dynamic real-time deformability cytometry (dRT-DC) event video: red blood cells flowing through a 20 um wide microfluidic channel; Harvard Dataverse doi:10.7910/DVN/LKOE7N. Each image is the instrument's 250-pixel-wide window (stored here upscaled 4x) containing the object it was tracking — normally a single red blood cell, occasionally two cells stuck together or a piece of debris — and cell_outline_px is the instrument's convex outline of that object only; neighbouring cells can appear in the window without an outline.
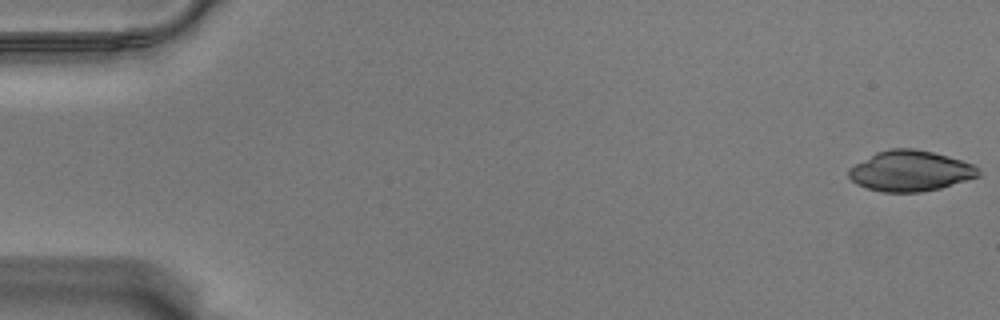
{"species": "Egyptian fruit bat (a non-hibernating species)", "species_latin": "Rousettus aegyptiacus", "temperature_condition": "warm", "stored_images_in_passage": 57, "camera_frame_rate_fps": 3000, "um_per_image_px": 0.085, "animal": {"sex": "male"}, "frame": {"image": 1, "passage_image": 1, "time_ms": 0.0, "image_size_px": [1000, 320], "cell_outline_px": [[980, 176], [940, 188], [920, 192], [880, 192], [856, 184], [848, 176], [848, 168], [876, 152], [892, 148], [912, 148], [932, 152], [948, 156], [972, 164], [980, 168]], "centroid_in_image_um": [77.37, 14.53], "position_along_channel_um": 7.6, "area_um2": 30.63}}
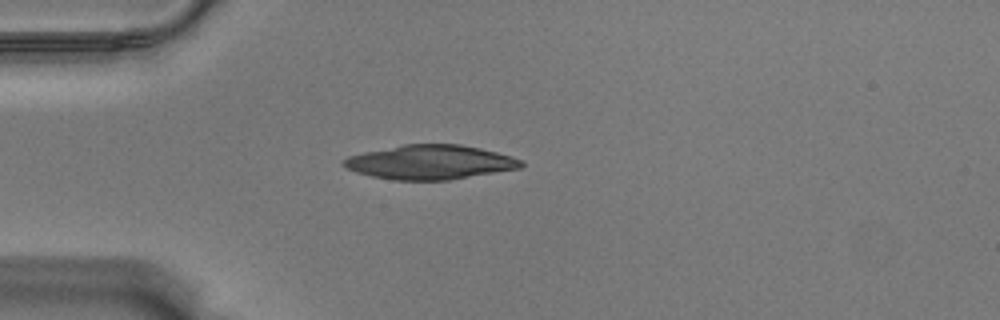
{"frame": {"image": 2, "passage_image": 16, "time_ms": 5.0, "image_size_px": [1000, 320], "cell_outline_px": [[524, 164], [520, 168], [448, 180], [396, 180], [372, 176], [356, 172], [344, 168], [340, 164], [340, 160], [348, 156], [364, 152], [404, 144], [460, 144], [480, 148], [512, 156], [524, 160]], "centroid_in_image_um": [36.53, 13.78], "position_along_channel_um": 48.5, "area_um2": 35.55}}
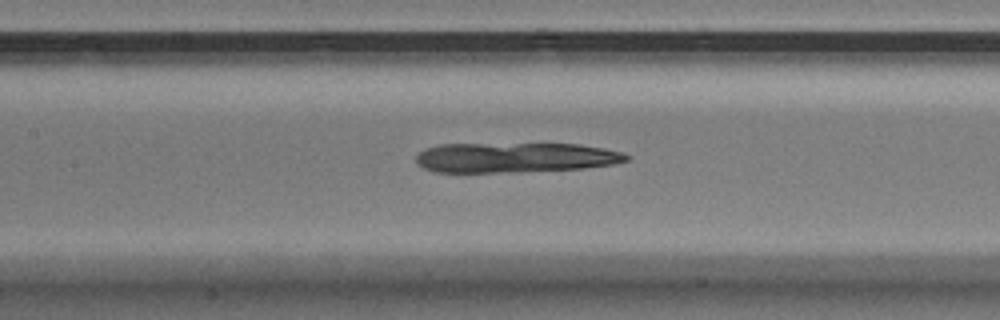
{"frame": {"image": 3, "passage_image": 27, "time_ms": 8.667, "image_size_px": [1000, 320], "cell_outline_px": [[632, 156], [628, 160], [612, 164], [584, 168], [520, 172], [436, 172], [424, 168], [416, 164], [416, 156], [424, 148], [440, 144], [580, 144], [604, 148], [624, 152]], "centroid_in_image_um": [43.8, 13.39], "position_along_channel_um": 163.6, "area_um2": 36.99}}